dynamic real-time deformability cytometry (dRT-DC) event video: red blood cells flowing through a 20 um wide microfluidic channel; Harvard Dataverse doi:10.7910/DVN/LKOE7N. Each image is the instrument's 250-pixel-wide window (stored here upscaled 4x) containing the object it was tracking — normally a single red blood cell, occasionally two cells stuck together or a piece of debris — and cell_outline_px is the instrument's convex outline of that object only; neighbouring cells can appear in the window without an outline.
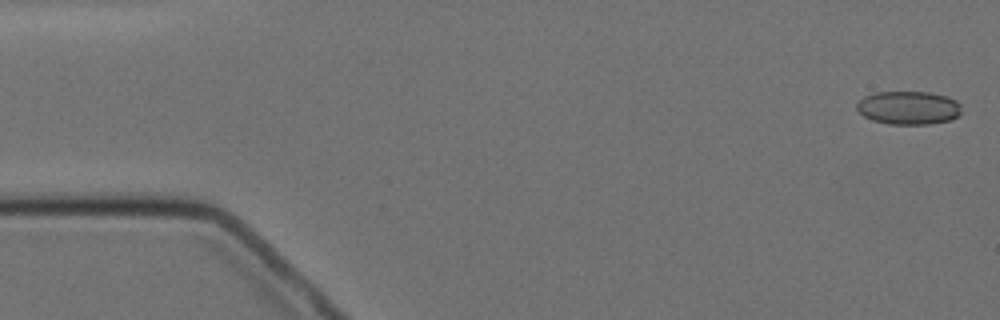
{"species": "Egyptian fruit bat (a non-hibernating species)", "species_latin": "Rousettus aegyptiacus", "temperature_condition": "cold", "stored_images_in_passage": 5, "camera_frame_rate_fps": 3000, "um_per_image_px": 0.085, "animal": {"sex": "female"}, "frame": {"image": 1, "passage_image": 1, "time_ms": 0.0, "image_size_px": [1000, 320], "cell_outline_px": [[960, 116], [952, 120], [928, 124], [888, 124], [872, 120], [864, 116], [856, 108], [856, 104], [864, 96], [876, 92], [928, 92], [948, 96], [956, 100], [960, 104]], "centroid_in_image_um": [77.24, 9.16], "position_along_channel_um": 7.8, "area_um2": 20.52}}
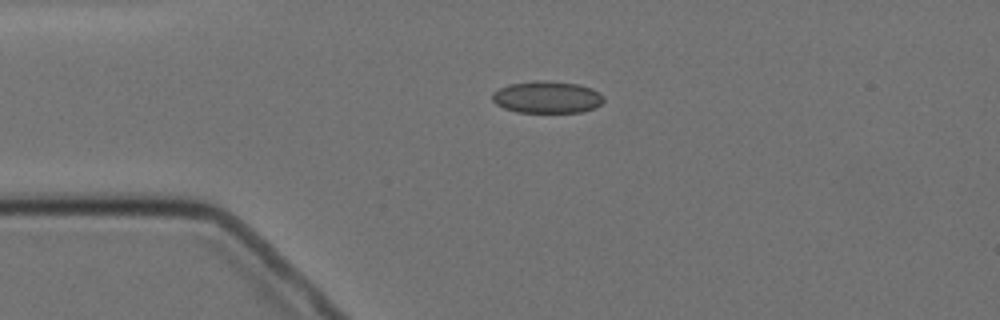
{"frame": {"image": 2, "passage_image": 4, "time_ms": 3.667, "image_size_px": [1000, 320], "cell_outline_px": [[604, 100], [600, 104], [592, 108], [580, 112], [516, 112], [504, 108], [496, 104], [492, 100], [492, 92], [508, 84], [532, 80], [548, 80], [580, 84], [592, 88], [600, 92], [604, 96]], "centroid_in_image_um": [46.49, 8.24], "position_along_channel_um": 38.5, "area_um2": 21.04}}